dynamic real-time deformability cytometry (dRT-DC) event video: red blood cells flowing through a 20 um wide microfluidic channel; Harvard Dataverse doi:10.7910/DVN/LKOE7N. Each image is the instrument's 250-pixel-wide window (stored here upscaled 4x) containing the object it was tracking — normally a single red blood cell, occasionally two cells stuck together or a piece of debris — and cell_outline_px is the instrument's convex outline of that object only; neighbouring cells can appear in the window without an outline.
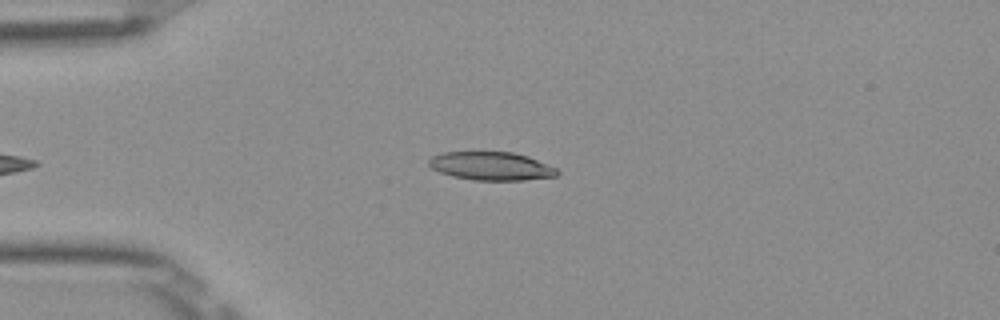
{"species": "Egyptian fruit bat (a non-hibernating species)", "species_latin": "Rousettus aegyptiacus", "temperature_condition": "room temperature", "stored_images_in_passage": 37, "camera_frame_rate_fps": 3000, "um_per_image_px": 0.085, "frame": {"image": 1, "passage_image": 2, "time_ms": 0.333, "image_size_px": [1000, 320], "cell_outline_px": [[556, 172], [552, 176], [516, 180], [484, 180], [456, 176], [444, 172], [436, 168], [432, 164], [436, 156], [452, 152], [508, 152], [524, 156], [552, 168]], "centroid_in_image_um": [41.77, 14.11], "position_along_channel_um": 43.2, "area_um2": 19.25}}
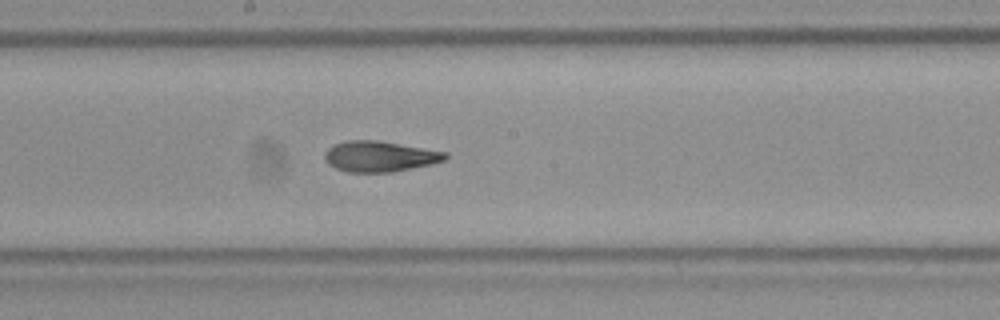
{"frame": {"image": 2, "passage_image": 17, "time_ms": 5.333, "image_size_px": [1000, 320], "cell_outline_px": [[448, 156], [440, 160], [424, 164], [404, 168], [380, 172], [356, 172], [340, 168], [332, 164], [328, 160], [328, 152], [336, 144], [364, 140], [392, 144], [444, 152]], "centroid_in_image_um": [32.27, 13.3], "position_along_channel_um": 215.9, "area_um2": 19.02}}
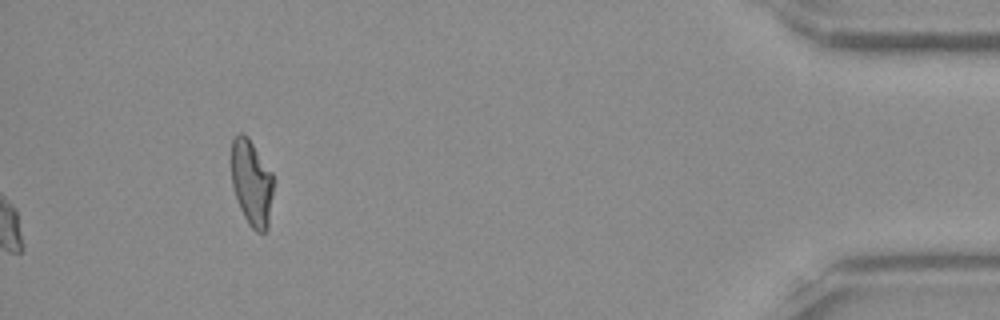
{"frame": {"image": 3, "passage_image": 37, "time_ms": 12.0, "image_size_px": [1000, 320], "cell_outline_px": [[272, 188], [264, 232], [260, 232], [252, 228], [236, 196], [232, 180], [232, 140], [236, 136], [244, 136], [248, 140], [272, 176]], "centroid_in_image_um": [21.34, 15.52], "position_along_channel_um": 413.9, "area_um2": 18.84}, "authors_computed_cell_mechanics": {"area_um2": 19.0162, "velocity_mm_per_s": 3.9103, "shape_relaxation_time_tau1_ms": 10.6818, "shape_relaxation_time_tau2_ms": 2.0278, "deformation_change_tau1": 0.2638, "deformation_change_tau2": 0.0953}}